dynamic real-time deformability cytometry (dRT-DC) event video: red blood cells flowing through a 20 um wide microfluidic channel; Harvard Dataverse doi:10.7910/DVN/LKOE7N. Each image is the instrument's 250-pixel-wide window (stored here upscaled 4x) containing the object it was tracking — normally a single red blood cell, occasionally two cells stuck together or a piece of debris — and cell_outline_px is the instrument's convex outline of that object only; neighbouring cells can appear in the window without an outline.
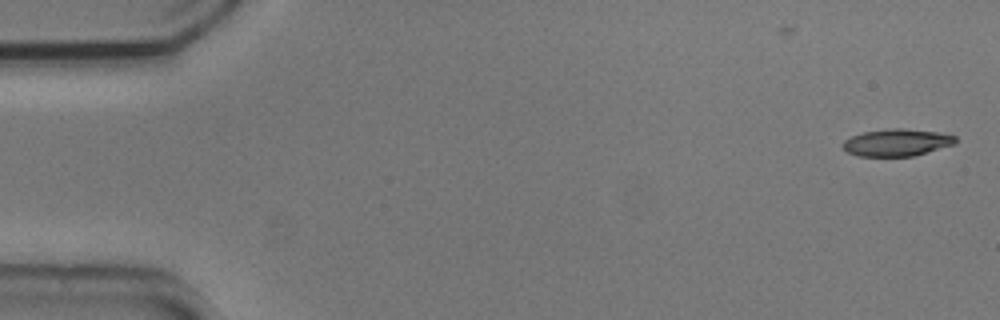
{"species": "common noctule bat (a hibernating species)", "species_latin": "Nyctalus noctula", "temperature_condition": "cold", "stored_images_in_passage": 55, "camera_frame_rate_fps": 3000, "um_per_image_px": 0.085, "animal": {"sex": "male", "body_mass_g": 20.5, "forearm_length_mm": 52.5}, "frame": {"image": 1, "passage_image": 1, "time_ms": 0.0, "image_size_px": [1000, 320], "cell_outline_px": [[956, 144], [912, 156], [856, 156], [848, 152], [844, 148], [844, 140], [852, 136], [864, 132], [892, 128], [904, 128], [936, 132], [956, 136]], "centroid_in_image_um": [76.24, 12.11], "position_along_channel_um": 8.8, "area_um2": 17.63}}
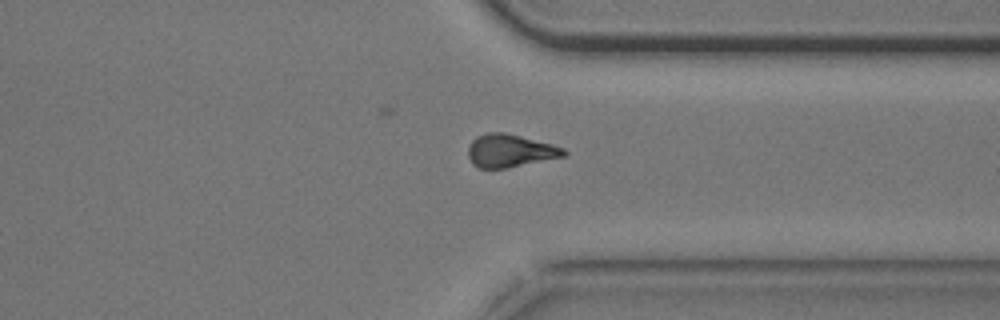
{"frame": {"image": 2, "passage_image": 41, "time_ms": 13.333, "image_size_px": [1000, 320], "cell_outline_px": [[568, 152], [564, 156], [504, 168], [480, 168], [472, 164], [468, 156], [468, 148], [472, 140], [476, 136], [488, 132], [504, 132], [552, 144], [564, 148]], "centroid_in_image_um": [43.32, 12.8], "position_along_channel_um": 368.1, "area_um2": 18.15}}
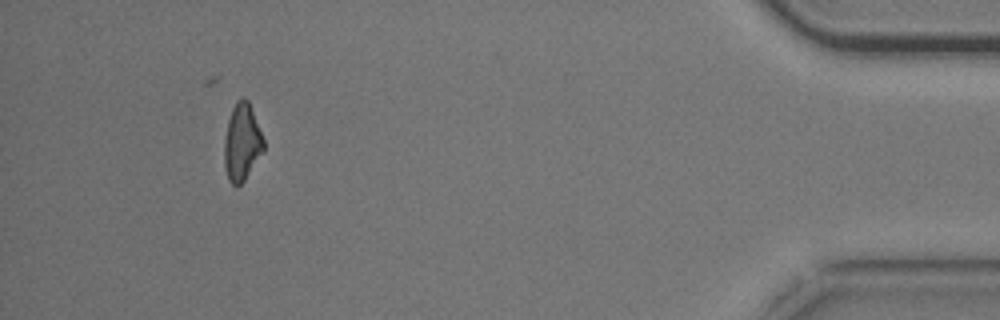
{"frame": {"image": 3, "passage_image": 50, "time_ms": 16.333, "image_size_px": [1000, 320], "cell_outline_px": [[264, 152], [244, 180], [236, 188], [228, 180], [224, 164], [224, 140], [228, 120], [232, 108], [236, 100], [244, 96], [248, 100], [264, 140]], "centroid_in_image_um": [20.56, 12.1], "position_along_channel_um": 414.6, "area_um2": 17.8}, "authors_computed_cell_mechanics": {"area_um2": 18.6116, "velocity_mm_per_s": 3.6983, "shape_relaxation_time_tau1_ms": 2.5386, "shape_relaxation_time_tau2_ms": null, "deformation_change_tau1": 0.1207, "deformation_change_tau2": null}}